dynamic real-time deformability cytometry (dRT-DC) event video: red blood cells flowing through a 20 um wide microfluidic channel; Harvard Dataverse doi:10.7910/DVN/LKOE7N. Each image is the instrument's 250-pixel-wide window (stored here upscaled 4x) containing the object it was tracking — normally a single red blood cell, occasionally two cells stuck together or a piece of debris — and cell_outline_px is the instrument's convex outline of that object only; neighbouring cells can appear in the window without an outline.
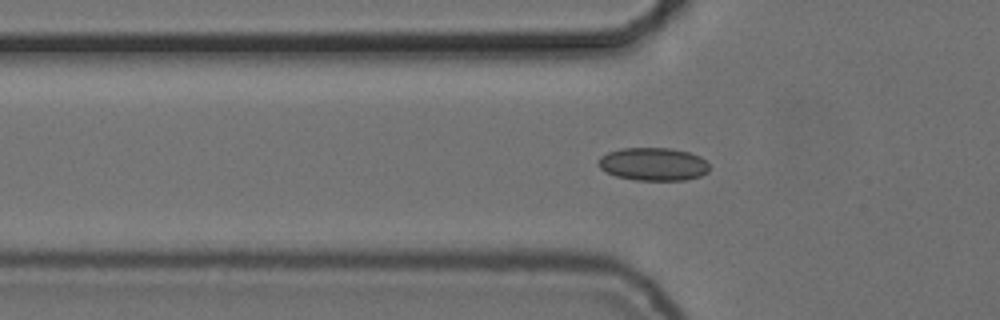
{"species": "common noctule bat (a hibernating species)", "species_latin": "Nyctalus noctula", "temperature_condition": "cold", "stored_images_in_passage": 22, "camera_frame_rate_fps": 3000, "um_per_image_px": 0.085, "animal": {"sex": "female", "body_mass_g": 24.6, "forearm_length_mm": 56.2}, "frame": {"image": 1, "passage_image": 5, "time_ms": 1.333, "image_size_px": [1000, 320], "cell_outline_px": [[708, 172], [700, 176], [684, 180], [636, 180], [616, 176], [600, 168], [600, 156], [608, 152], [620, 148], [672, 148], [688, 152], [700, 156], [708, 164]], "centroid_in_image_um": [55.54, 13.94], "position_along_channel_um": 70.3, "area_um2": 21.21}}
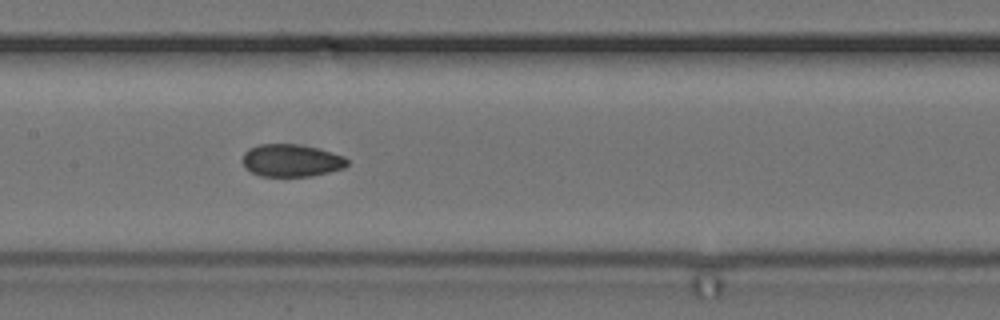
{"frame": {"image": 2, "passage_image": 14, "time_ms": 4.333, "image_size_px": [1000, 320], "cell_outline_px": [[348, 164], [344, 168], [328, 172], [308, 176], [260, 176], [244, 168], [244, 152], [248, 148], [256, 144], [296, 144], [316, 148], [344, 156], [348, 160]], "centroid_in_image_um": [24.74, 13.64], "position_along_channel_um": 182.7, "area_um2": 19.71}}
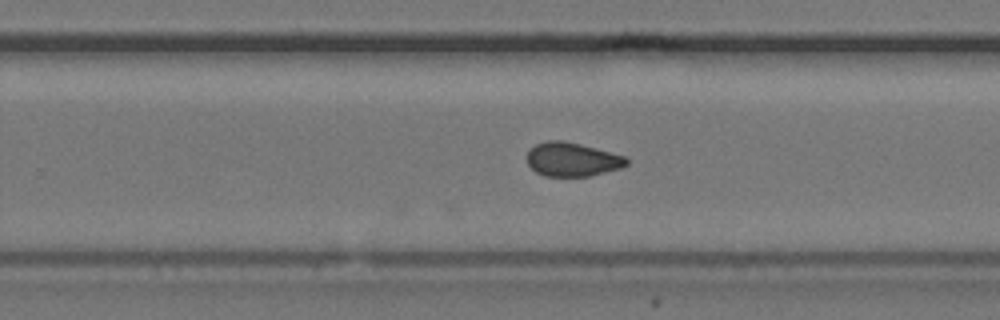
{"frame": {"image": 3, "passage_image": 22, "time_ms": 7.0, "image_size_px": [1000, 320], "cell_outline_px": [[628, 164], [620, 168], [588, 176], [544, 176], [536, 172], [528, 164], [528, 148], [536, 144], [548, 140], [564, 140], [580, 144], [624, 156], [628, 160]], "centroid_in_image_um": [48.6, 13.54], "position_along_channel_um": 281.2, "area_um2": 19.48}}